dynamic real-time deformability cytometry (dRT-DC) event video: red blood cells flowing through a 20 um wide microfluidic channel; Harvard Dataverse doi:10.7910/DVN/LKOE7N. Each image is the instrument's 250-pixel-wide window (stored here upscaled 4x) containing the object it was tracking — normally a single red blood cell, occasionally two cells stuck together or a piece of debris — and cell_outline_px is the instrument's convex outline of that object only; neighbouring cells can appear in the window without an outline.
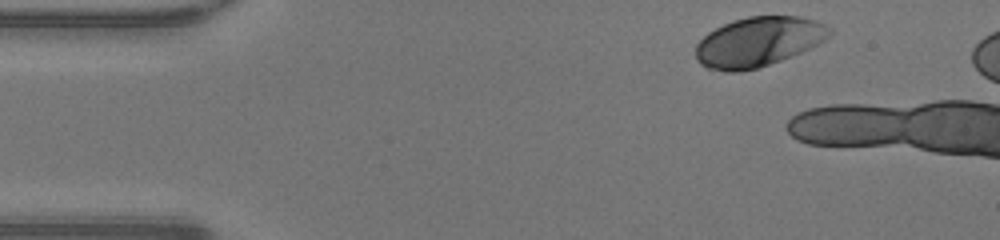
{"species": "human", "species_latin": "Homo sapiens", "temperature_condition": "warm", "stored_images_in_passage": 12, "camera_frame_rate_fps": 3000, "um_per_image_px": 0.085, "donor": {"sex": "male"}, "frame": {"image": 1, "passage_image": 1, "time_ms": 0.0, "image_size_px": [1000, 240], "cell_outline_px": [[832, 32], [820, 44], [760, 68], [740, 72], [724, 72], [708, 68], [700, 64], [696, 60], [696, 44], [708, 32], [732, 20], [748, 16], [800, 16], [816, 20], [832, 28]], "centroid_in_image_um": [64.45, 3.56], "position_along_channel_um": 20.5, "area_um2": 38.96}}